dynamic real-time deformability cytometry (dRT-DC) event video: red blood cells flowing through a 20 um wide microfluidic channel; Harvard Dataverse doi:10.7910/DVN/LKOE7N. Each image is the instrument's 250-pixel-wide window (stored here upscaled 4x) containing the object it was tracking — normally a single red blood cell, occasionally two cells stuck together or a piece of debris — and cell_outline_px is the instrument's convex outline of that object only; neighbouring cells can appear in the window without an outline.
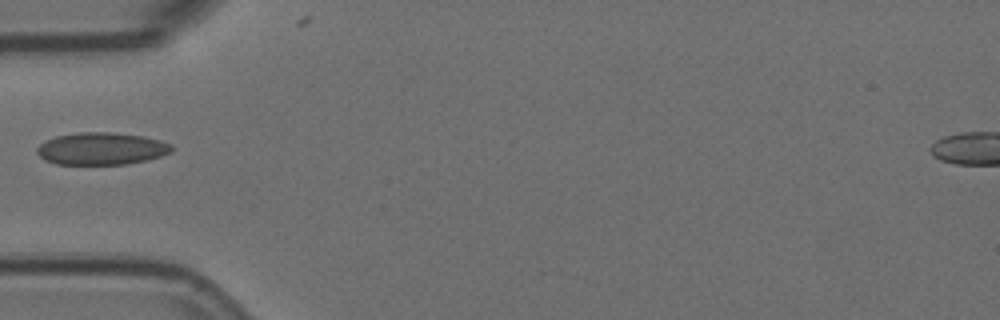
{"species": "Egyptian fruit bat (a non-hibernating species)", "species_latin": "Rousettus aegyptiacus", "temperature_condition": "room temperature", "stored_images_in_passage": 1, "camera_frame_rate_fps": 3000, "um_per_image_px": 0.085, "animal": {"sex": "female"}, "frame": {"image": 1, "passage_image": 1, "time_ms": 0.0, "image_size_px": [1000, 320], "cell_outline_px": [[172, 152], [148, 160], [128, 164], [56, 164], [44, 160], [36, 152], [36, 148], [44, 140], [56, 136], [80, 132], [112, 132], [144, 136], [160, 140], [172, 144]], "centroid_in_image_um": [8.62, 12.63], "position_along_channel_um": 76.4, "area_um2": 25.55}}